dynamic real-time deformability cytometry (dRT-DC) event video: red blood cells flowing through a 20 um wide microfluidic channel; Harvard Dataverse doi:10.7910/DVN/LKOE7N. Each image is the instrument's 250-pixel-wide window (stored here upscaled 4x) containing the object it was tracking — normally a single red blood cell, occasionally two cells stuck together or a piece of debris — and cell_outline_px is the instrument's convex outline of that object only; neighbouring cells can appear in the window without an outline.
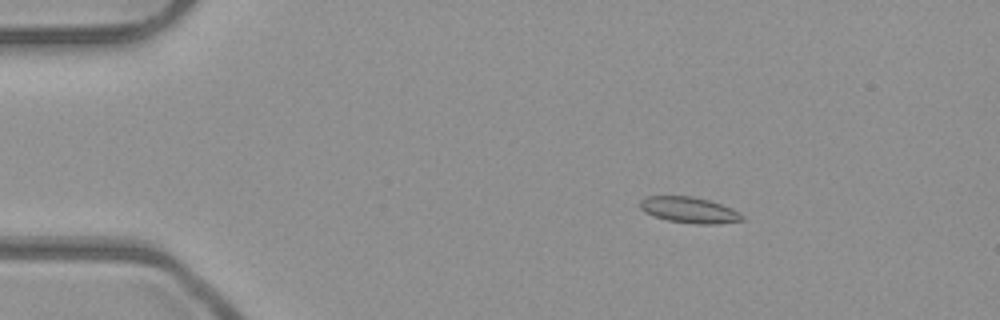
{"species": "common noctule bat (a hibernating species)", "species_latin": "Nyctalus noctula", "temperature_condition": "room temperature", "stored_images_in_passage": 51, "camera_frame_rate_fps": 3000, "um_per_image_px": 0.085, "animal": {"sex": "male", "body_mass_g": 23.1, "forearm_length_mm": 52.7}, "frame": {"image": 1, "passage_image": 8, "time_ms": 2.333, "image_size_px": [1000, 320], "cell_outline_px": [[744, 220], [716, 224], [696, 224], [668, 220], [652, 216], [644, 212], [640, 208], [640, 200], [644, 196], [692, 196], [708, 200], [732, 208], [740, 212], [744, 216]], "centroid_in_image_um": [58.57, 17.85], "position_along_channel_um": 26.4, "area_um2": 15.55}}
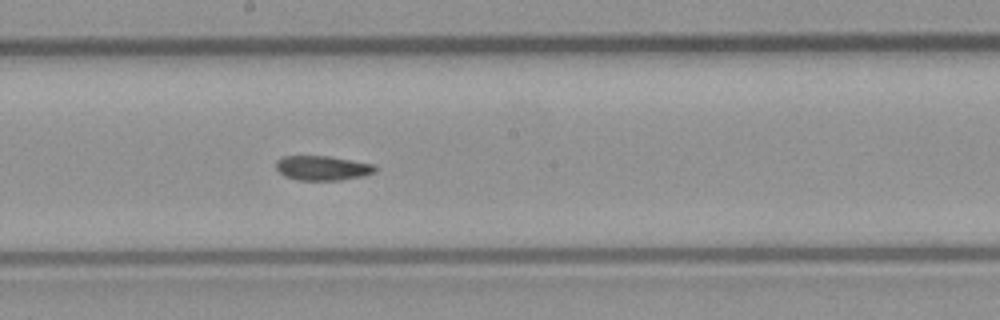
{"frame": {"image": 2, "passage_image": 28, "time_ms": 9.0, "image_size_px": [1000, 320], "cell_outline_px": [[376, 172], [364, 176], [340, 180], [296, 180], [284, 176], [276, 168], [276, 160], [284, 156], [328, 156], [376, 164]], "centroid_in_image_um": [27.43, 14.28], "position_along_channel_um": 220.8, "area_um2": 14.33}}
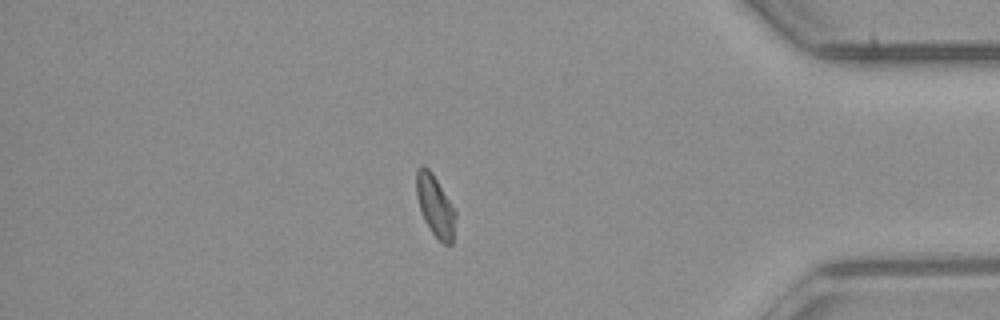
{"frame": {"image": 3, "passage_image": 44, "time_ms": 14.333, "image_size_px": [1000, 320], "cell_outline_px": [[456, 216], [452, 244], [444, 244], [432, 232], [424, 220], [416, 196], [416, 172], [424, 164], [432, 172], [456, 208]], "centroid_in_image_um": [37.01, 17.47], "position_along_channel_um": 398.2, "area_um2": 14.1}, "authors_computed_cell_mechanics": {"area_um2": 14.6234, "velocity_mm_per_s": 3.9727, "shape_relaxation_time_tau1_ms": null, "shape_relaxation_time_tau2_ms": 2.6576, "deformation_change_tau1": null, "deformation_change_tau2": 0.0634}}